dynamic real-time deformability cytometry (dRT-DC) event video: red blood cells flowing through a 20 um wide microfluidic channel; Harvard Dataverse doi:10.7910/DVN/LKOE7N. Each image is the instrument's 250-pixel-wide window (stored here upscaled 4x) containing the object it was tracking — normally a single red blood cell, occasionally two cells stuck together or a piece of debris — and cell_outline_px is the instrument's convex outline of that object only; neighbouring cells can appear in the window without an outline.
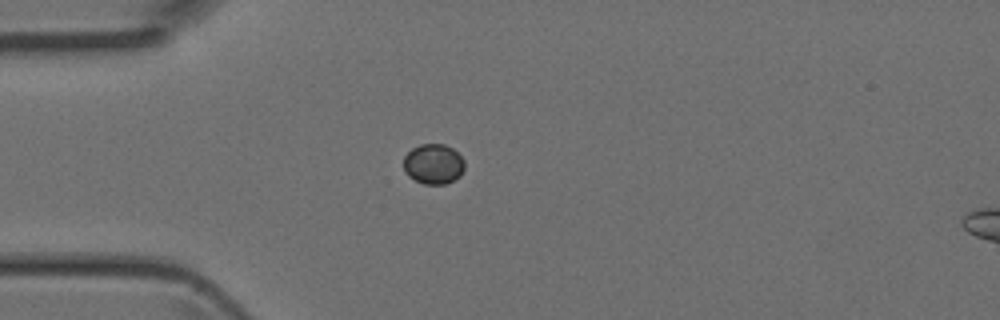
{"species": "Egyptian fruit bat (a non-hibernating species)", "species_latin": "Rousettus aegyptiacus", "temperature_condition": "room temperature", "stored_images_in_passage": 4, "camera_frame_rate_fps": 3000, "um_per_image_px": 0.085, "animal": {"sex": "female"}, "frame": {"image": 1, "passage_image": 3, "time_ms": 0.667, "image_size_px": [1000, 320], "cell_outline_px": [[464, 168], [460, 176], [444, 184], [424, 184], [408, 176], [404, 172], [404, 156], [412, 148], [420, 144], [444, 144], [452, 148], [464, 160]], "centroid_in_image_um": [36.83, 13.93], "position_along_channel_um": 48.2, "area_um2": 14.22}}